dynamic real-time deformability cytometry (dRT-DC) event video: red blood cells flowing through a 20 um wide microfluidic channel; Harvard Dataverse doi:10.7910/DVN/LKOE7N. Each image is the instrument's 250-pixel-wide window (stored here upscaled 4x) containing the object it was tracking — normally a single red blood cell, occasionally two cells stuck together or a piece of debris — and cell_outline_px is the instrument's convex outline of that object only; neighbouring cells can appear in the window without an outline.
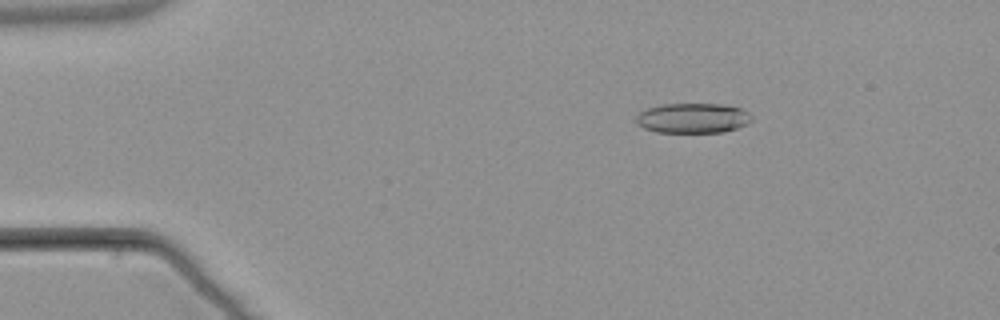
{"species": "common noctule bat (a hibernating species)", "species_latin": "Nyctalus noctula", "temperature_condition": "warm", "stored_images_in_passage": 4, "camera_frame_rate_fps": 3000, "um_per_image_px": 0.085, "animal": {"sex": "male", "body_mass_g": 21.5, "forearm_length_mm": 52.0}, "frame": {"image": 1, "passage_image": 2, "time_ms": 2.333, "image_size_px": [1000, 320], "cell_outline_px": [[752, 120], [748, 124], [724, 132], [656, 132], [644, 128], [636, 120], [636, 116], [640, 112], [648, 108], [660, 104], [724, 104], [740, 108], [748, 112], [752, 116]], "centroid_in_image_um": [58.92, 10.03], "position_along_channel_um": 26.1, "area_um2": 20.17}}